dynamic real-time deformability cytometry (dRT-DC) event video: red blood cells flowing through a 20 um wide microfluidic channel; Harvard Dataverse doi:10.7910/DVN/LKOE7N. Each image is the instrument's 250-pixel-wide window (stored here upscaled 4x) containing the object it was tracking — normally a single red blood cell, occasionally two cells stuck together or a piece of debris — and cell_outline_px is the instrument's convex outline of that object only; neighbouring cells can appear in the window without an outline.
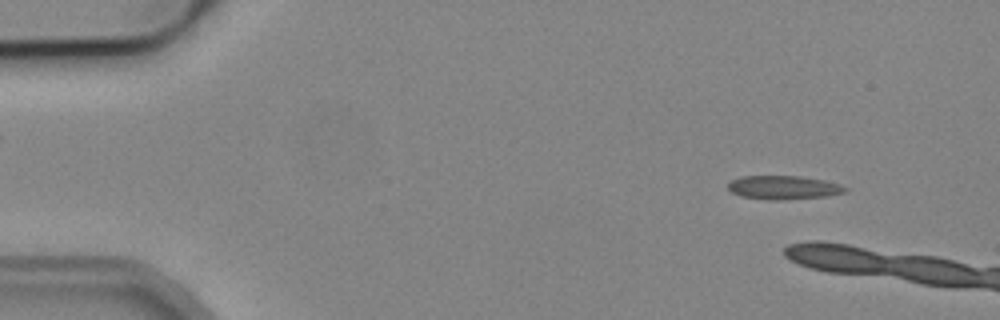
{"species": "common noctule bat (a hibernating species)", "species_latin": "Nyctalus noctula", "temperature_condition": "cold", "stored_images_in_passage": 4, "camera_frame_rate_fps": 3000, "um_per_image_px": 0.085, "animal": {"sex": "male", "body_mass_g": 19.2, "forearm_length_mm": 51.8}, "frame": {"image": 1, "passage_image": 1, "time_ms": 0.0, "image_size_px": [1000, 320], "cell_outline_px": [[848, 192], [824, 196], [776, 200], [768, 200], [744, 196], [732, 192], [728, 188], [728, 180], [740, 176], [800, 176], [824, 180], [840, 184], [848, 188]], "centroid_in_image_um": [66.59, 15.92], "position_along_channel_um": 18.4, "area_um2": 16.13}}